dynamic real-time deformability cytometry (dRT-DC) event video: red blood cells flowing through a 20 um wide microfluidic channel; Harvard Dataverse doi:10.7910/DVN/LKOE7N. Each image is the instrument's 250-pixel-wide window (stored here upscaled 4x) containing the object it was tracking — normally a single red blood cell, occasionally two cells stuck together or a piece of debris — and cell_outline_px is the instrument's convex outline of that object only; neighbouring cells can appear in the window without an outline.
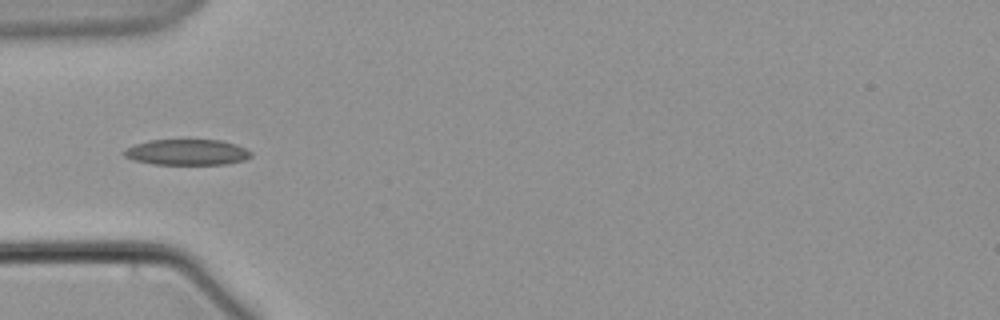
{"species": "common noctule bat (a hibernating species)", "species_latin": "Nyctalus noctula", "temperature_condition": "warm", "stored_images_in_passage": 14, "camera_frame_rate_fps": 3000, "um_per_image_px": 0.085, "animal": {"sex": "male", "body_mass_g": 21.5, "forearm_length_mm": 52.0}, "frame": {"image": 1, "passage_image": 3, "time_ms": 2.333, "image_size_px": [1000, 320], "cell_outline_px": [[252, 156], [244, 160], [228, 164], [152, 164], [132, 160], [124, 156], [120, 152], [136, 144], [148, 140], [220, 140], [236, 144], [252, 152]], "centroid_in_image_um": [15.88, 12.94], "position_along_channel_um": 69.1, "area_um2": 19.13}}